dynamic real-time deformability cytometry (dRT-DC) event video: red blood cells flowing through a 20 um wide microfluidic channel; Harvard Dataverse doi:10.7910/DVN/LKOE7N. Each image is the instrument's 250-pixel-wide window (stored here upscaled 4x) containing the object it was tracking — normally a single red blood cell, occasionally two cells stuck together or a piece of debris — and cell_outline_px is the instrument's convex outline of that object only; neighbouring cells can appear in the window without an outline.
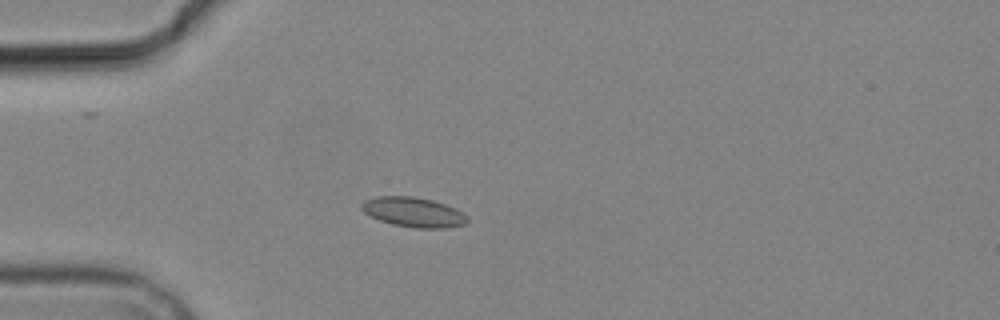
{"species": "common noctule bat (a hibernating species)", "species_latin": "Nyctalus noctula", "temperature_condition": "cold", "stored_images_in_passage": 8, "camera_frame_rate_fps": 3000, "um_per_image_px": 0.085, "animal": {"sex": "male", "body_mass_g": 19.2, "forearm_length_mm": 51.8}, "frame": {"image": 1, "passage_image": 4, "time_ms": 4.667, "image_size_px": [1000, 320], "cell_outline_px": [[468, 220], [464, 224], [444, 228], [416, 228], [392, 224], [380, 220], [364, 212], [360, 208], [360, 204], [364, 200], [376, 196], [412, 196], [432, 200], [456, 208], [468, 216]], "centroid_in_image_um": [35.13, 18.02], "position_along_channel_um": 49.9, "area_um2": 18.32}}
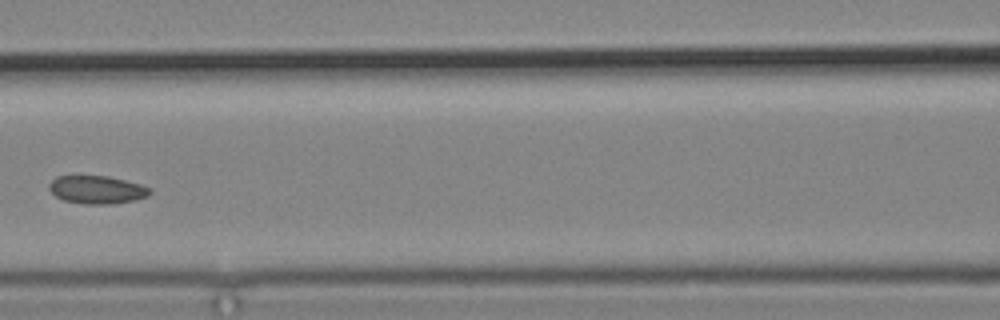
{"frame": {"image": 2, "passage_image": 7, "time_ms": 8.0, "image_size_px": [1000, 320], "cell_outline_px": [[152, 192], [148, 196], [136, 200], [112, 204], [84, 204], [64, 200], [56, 196], [48, 188], [48, 184], [56, 176], [108, 176], [140, 184], [152, 188]], "centroid_in_image_um": [8.26, 16.13], "position_along_channel_um": 158.3, "area_um2": 16.53}}
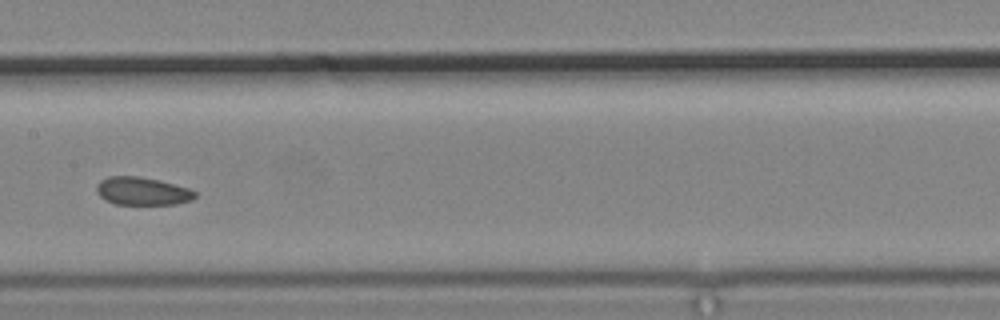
{"frame": {"image": 3, "passage_image": 8, "time_ms": 9.0, "image_size_px": [1000, 320], "cell_outline_px": [[196, 196], [192, 200], [176, 204], [116, 204], [100, 196], [96, 192], [96, 184], [100, 180], [108, 176], [136, 176], [160, 180], [188, 188], [196, 192]], "centroid_in_image_um": [12.09, 16.24], "position_along_channel_um": 195.3, "area_um2": 16.01}}